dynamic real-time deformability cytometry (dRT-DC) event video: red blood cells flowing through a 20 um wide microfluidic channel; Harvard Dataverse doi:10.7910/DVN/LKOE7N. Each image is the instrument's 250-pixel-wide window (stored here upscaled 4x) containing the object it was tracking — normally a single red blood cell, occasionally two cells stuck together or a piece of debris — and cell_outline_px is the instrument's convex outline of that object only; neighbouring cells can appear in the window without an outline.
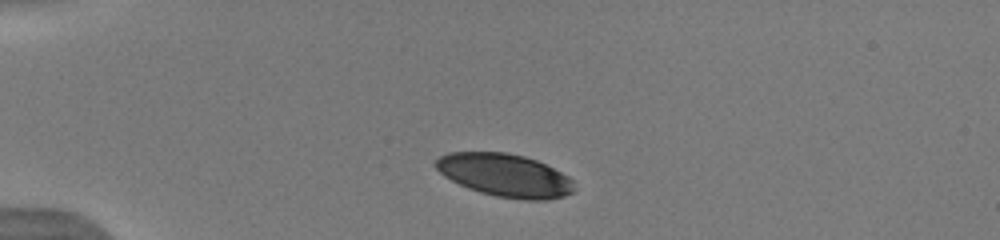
{"species": "human", "species_latin": "Homo sapiens", "temperature_condition": "warm", "stored_images_in_passage": 40, "camera_frame_rate_fps": 3000, "um_per_image_px": 0.085, "donor": {"sex": "male"}, "frame": {"image": 1, "passage_image": 1, "time_ms": 0.0, "image_size_px": [1000, 240], "cell_outline_px": [[576, 188], [572, 192], [564, 196], [548, 200], [524, 200], [496, 196], [480, 192], [468, 188], [444, 176], [432, 164], [440, 156], [448, 152], [508, 152], [524, 156], [536, 160], [568, 176], [572, 180]], "centroid_in_image_um": [42.91, 14.89], "position_along_channel_um": 42.1, "area_um2": 34.68}}
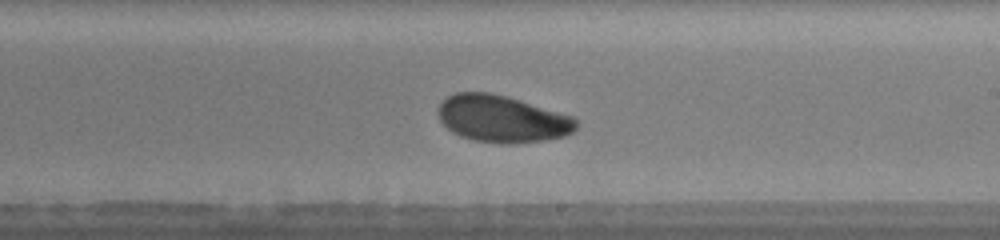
{"frame": {"image": 2, "passage_image": 20, "time_ms": 6.333, "image_size_px": [1000, 240], "cell_outline_px": [[576, 128], [572, 132], [564, 136], [544, 140], [512, 144], [500, 144], [472, 140], [460, 136], [452, 132], [440, 120], [440, 104], [448, 96], [456, 92], [488, 92], [504, 96], [572, 116], [576, 120]], "centroid_in_image_um": [42.66, 10.12], "position_along_channel_um": 246.3, "area_um2": 37.28}}
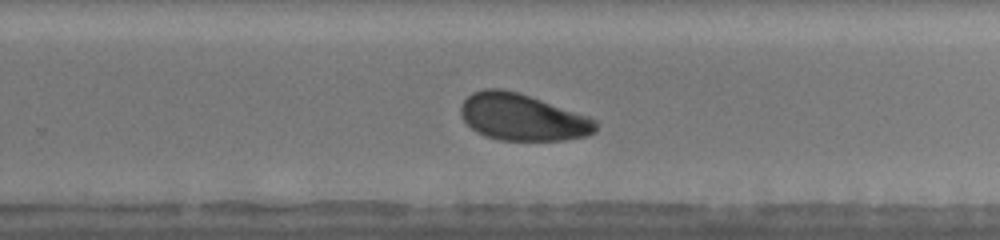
{"frame": {"image": 3, "passage_image": 23, "time_ms": 7.333, "image_size_px": [1000, 240], "cell_outline_px": [[596, 132], [588, 136], [564, 140], [500, 140], [476, 132], [464, 120], [460, 112], [460, 108], [464, 100], [472, 92], [484, 88], [500, 88], [516, 92], [588, 116], [596, 120]], "centroid_in_image_um": [44.4, 9.97], "position_along_channel_um": 285.4, "area_um2": 36.41}, "authors_computed_cell_mechanics": {"area_um2": 36.9053, "velocity_mm_per_s": 3.9301, "shape_relaxation_time_tau1_ms": 2.5085, "shape_relaxation_time_tau2_ms": 10.3267, "deformation_change_tau1": 0.1185, "deformation_change_tau2": 0.181}}